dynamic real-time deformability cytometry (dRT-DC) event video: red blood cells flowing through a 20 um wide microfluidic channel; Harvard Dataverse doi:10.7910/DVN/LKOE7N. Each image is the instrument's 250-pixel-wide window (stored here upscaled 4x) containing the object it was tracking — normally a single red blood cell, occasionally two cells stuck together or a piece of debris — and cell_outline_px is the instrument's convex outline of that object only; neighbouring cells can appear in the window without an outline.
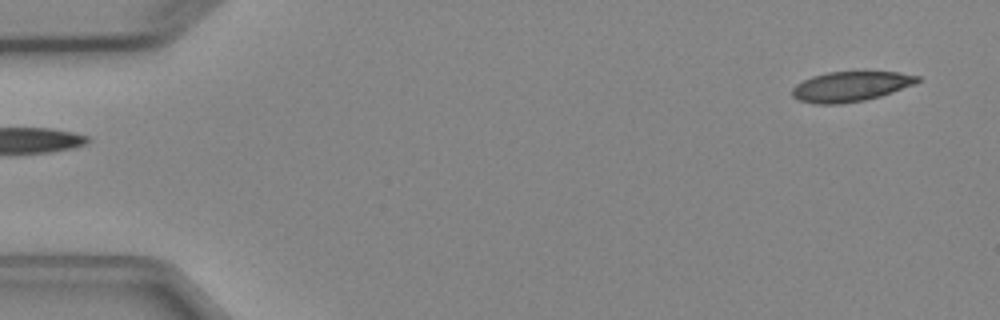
{"species": "Egyptian fruit bat (a non-hibernating species)", "species_latin": "Rousettus aegyptiacus", "temperature_condition": "cold", "stored_images_in_passage": 2, "segment_of_instrument_passage": [2, 2], "camera_frame_rate_fps": 3000, "um_per_image_px": 0.085, "animal": {"sex": "female"}, "frame": {"image": 1, "passage_image": 2, "time_ms": 1.0, "image_size_px": [1000, 320], "cell_outline_px": [[920, 80], [916, 84], [880, 96], [864, 100], [840, 104], [816, 104], [800, 100], [792, 96], [792, 88], [796, 84], [812, 76], [828, 72], [900, 72], [920, 76]], "centroid_in_image_um": [72.32, 7.35], "position_along_channel_um": 12.7, "area_um2": 21.85}}